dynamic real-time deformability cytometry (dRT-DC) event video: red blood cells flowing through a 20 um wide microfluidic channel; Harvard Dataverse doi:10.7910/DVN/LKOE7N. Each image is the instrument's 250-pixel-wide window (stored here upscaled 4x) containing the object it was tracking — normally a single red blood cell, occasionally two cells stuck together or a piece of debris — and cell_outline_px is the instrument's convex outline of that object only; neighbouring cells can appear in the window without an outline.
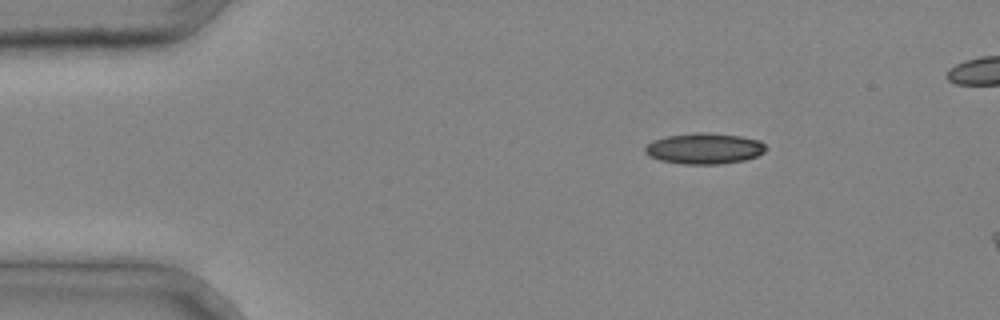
{"species": "common noctule bat (a hibernating species)", "species_latin": "Nyctalus noctula", "temperature_condition": "cold", "stored_images_in_passage": 3, "camera_frame_rate_fps": 3000, "um_per_image_px": 0.085, "animal": {"sex": "male", "body_mass_g": 20.4}, "frame": {"image": 1, "passage_image": 1, "time_ms": 0.0, "image_size_px": [1000, 320], "cell_outline_px": [[768, 148], [764, 152], [756, 156], [744, 160], [716, 164], [684, 164], [660, 160], [648, 156], [644, 152], [644, 148], [652, 140], [664, 136], [696, 132], [708, 132], [740, 136], [760, 140]], "centroid_in_image_um": [59.84, 12.61], "position_along_channel_um": 25.2, "area_um2": 21.91}}